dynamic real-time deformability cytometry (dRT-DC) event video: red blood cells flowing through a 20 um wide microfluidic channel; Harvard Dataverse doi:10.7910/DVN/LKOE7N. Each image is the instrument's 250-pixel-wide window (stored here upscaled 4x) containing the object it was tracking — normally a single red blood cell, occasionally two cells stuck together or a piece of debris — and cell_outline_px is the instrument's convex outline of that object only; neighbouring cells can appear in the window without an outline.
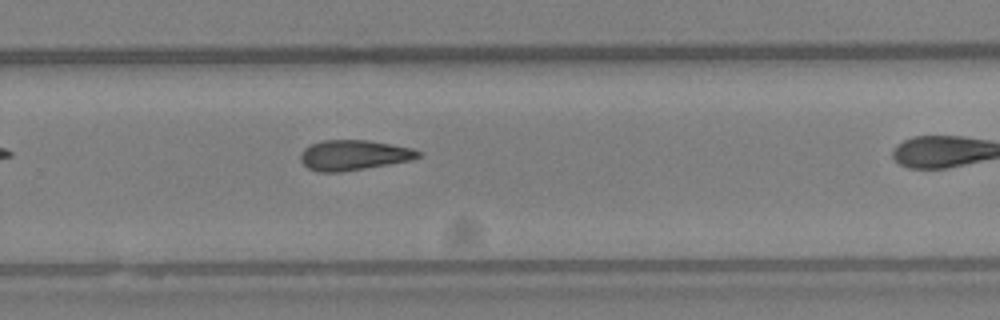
{"species": "Egyptian fruit bat (a non-hibernating species)", "species_latin": "Rousettus aegyptiacus", "temperature_condition": "warm", "stored_images_in_passage": 25, "camera_frame_rate_fps": 3000, "um_per_image_px": 0.085, "animal": {"sex": "female"}, "frame": {"image": 1, "passage_image": 15, "time_ms": 4.667, "image_size_px": [1000, 320], "cell_outline_px": [[420, 156], [412, 160], [340, 172], [316, 172], [308, 168], [300, 160], [300, 156], [304, 148], [312, 144], [324, 140], [368, 140], [392, 144], [412, 148], [420, 152]], "centroid_in_image_um": [30.05, 13.18], "position_along_channel_um": 299.8, "area_um2": 20.58}}